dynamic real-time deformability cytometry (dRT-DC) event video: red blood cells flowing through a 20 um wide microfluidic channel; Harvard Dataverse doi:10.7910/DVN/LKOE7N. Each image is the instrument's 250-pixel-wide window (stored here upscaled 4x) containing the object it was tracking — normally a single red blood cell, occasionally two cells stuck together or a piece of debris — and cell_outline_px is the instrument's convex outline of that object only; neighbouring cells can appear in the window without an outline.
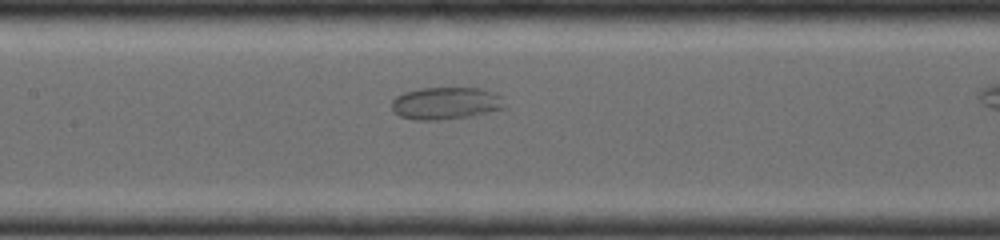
{"species": "common noctule bat (a hibernating species)", "species_latin": "Nyctalus noctula", "temperature_condition": "room temperature", "stored_images_in_passage": 16, "camera_frame_rate_fps": 4000, "um_per_image_px": 0.085, "animal": {"sex": "female", "body_mass_g": 19.0, "forearm_length_mm": 56.7}, "frame": {"image": 1, "passage_image": 10, "time_ms": 3.0, "image_size_px": [1000, 240], "cell_outline_px": [[504, 108], [468, 116], [436, 120], [420, 120], [400, 116], [392, 112], [392, 100], [396, 96], [404, 92], [420, 88], [480, 88], [496, 92], [500, 96], [504, 104]], "centroid_in_image_um": [37.86, 8.76], "position_along_channel_um": 169.5, "area_um2": 21.1}}
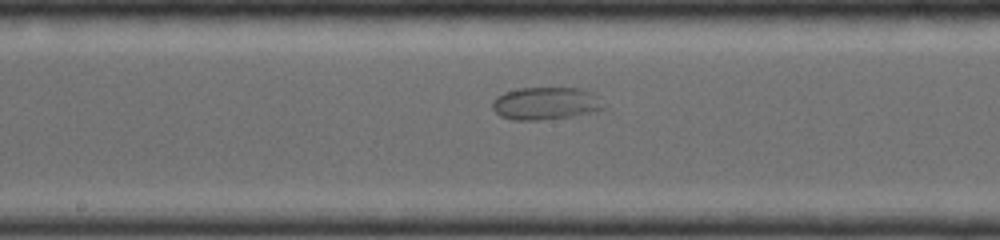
{"frame": {"image": 2, "passage_image": 12, "time_ms": 3.75, "image_size_px": [1000, 240], "cell_outline_px": [[608, 108], [596, 112], [572, 116], [536, 120], [516, 120], [500, 116], [492, 108], [492, 100], [496, 96], [504, 92], [520, 88], [580, 88], [592, 92]], "centroid_in_image_um": [46.4, 8.79], "position_along_channel_um": 201.8, "area_um2": 21.27}}
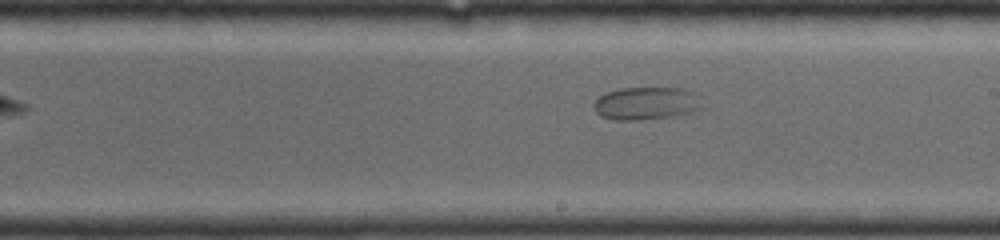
{"frame": {"image": 3, "passage_image": 14, "time_ms": 4.5, "image_size_px": [1000, 240], "cell_outline_px": [[708, 108], [696, 112], [676, 116], [640, 120], [616, 120], [600, 116], [596, 112], [592, 104], [600, 96], [608, 92], [620, 88], [684, 88], [692, 92]], "centroid_in_image_um": [55.0, 8.8], "position_along_channel_um": 234.0, "area_um2": 21.1}}